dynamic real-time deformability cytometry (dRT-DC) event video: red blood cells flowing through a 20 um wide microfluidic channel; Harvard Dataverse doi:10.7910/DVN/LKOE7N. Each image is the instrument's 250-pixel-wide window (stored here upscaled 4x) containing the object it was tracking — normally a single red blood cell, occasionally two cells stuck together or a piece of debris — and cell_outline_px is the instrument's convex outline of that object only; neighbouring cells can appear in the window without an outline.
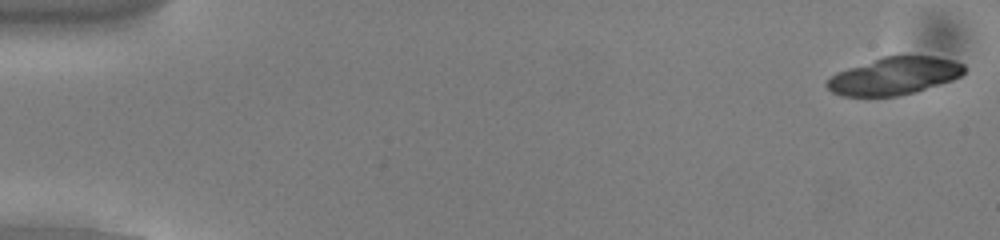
{"species": "common noctule bat (a hibernating species)", "species_latin": "Nyctalus noctula", "temperature_condition": "cold", "stored_images_in_passage": 18, "camera_frame_rate_fps": 3000, "um_per_image_px": 0.085, "animal": {"sex": "male", "body_mass_g": 13.0, "forearm_length_mm": 53.1}, "frame": {"image": 1, "passage_image": 1, "time_ms": 0.0, "image_size_px": [1000, 240], "cell_outline_px": [[964, 72], [960, 76], [952, 80], [916, 92], [900, 96], [840, 96], [832, 92], [824, 84], [836, 72], [884, 56], [936, 56], [952, 60], [964, 64]], "centroid_in_image_um": [76.01, 6.47], "position_along_channel_um": 9.0, "area_um2": 29.94}}